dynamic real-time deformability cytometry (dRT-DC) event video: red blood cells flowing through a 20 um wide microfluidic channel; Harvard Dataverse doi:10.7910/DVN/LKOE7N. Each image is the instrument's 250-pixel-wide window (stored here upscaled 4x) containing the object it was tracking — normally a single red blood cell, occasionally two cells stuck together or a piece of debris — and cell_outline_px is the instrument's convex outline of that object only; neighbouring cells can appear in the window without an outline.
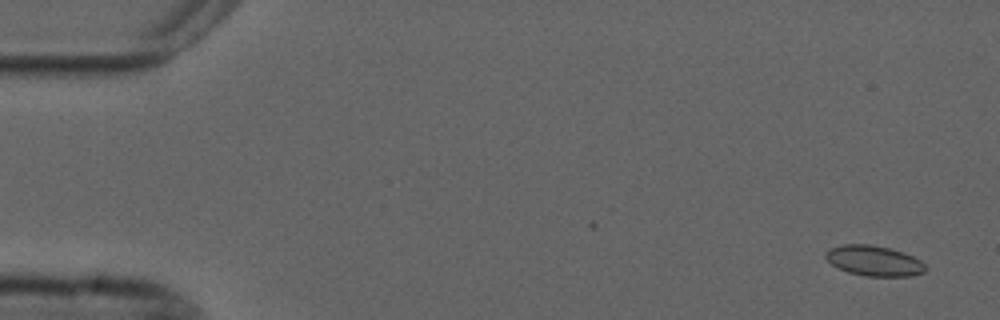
{"species": "common noctule bat (a hibernating species)", "species_latin": "Nyctalus noctula", "temperature_condition": "cold", "stored_images_in_passage": 5, "camera_frame_rate_fps": 3000, "um_per_image_px": 0.085, "animal": {"sex": "male", "forearm_length_mm": 52.5}, "frame": {"image": 1, "passage_image": 1, "time_ms": 0.0, "image_size_px": [1000, 320], "cell_outline_px": [[924, 272], [912, 276], [864, 276], [848, 272], [832, 264], [824, 256], [824, 252], [832, 248], [844, 244], [868, 244], [888, 248], [904, 252], [920, 260], [924, 264]], "centroid_in_image_um": [74.28, 22.17], "position_along_channel_um": 10.7, "area_um2": 17.46}}
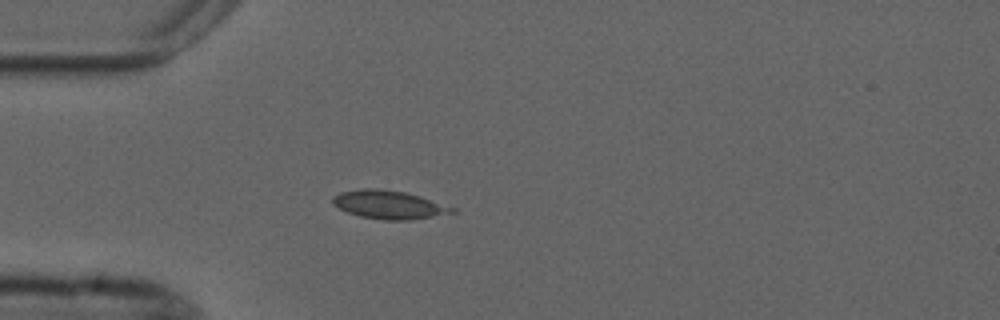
{"frame": {"image": 2, "passage_image": 5, "time_ms": 4.333, "image_size_px": [1000, 320], "cell_outline_px": [[460, 212], [412, 220], [384, 220], [360, 216], [348, 212], [332, 204], [332, 196], [340, 192], [364, 188], [380, 188], [404, 192], [420, 196], [456, 208]], "centroid_in_image_um": [33.1, 17.4], "position_along_channel_um": 51.9, "area_um2": 19.94}}